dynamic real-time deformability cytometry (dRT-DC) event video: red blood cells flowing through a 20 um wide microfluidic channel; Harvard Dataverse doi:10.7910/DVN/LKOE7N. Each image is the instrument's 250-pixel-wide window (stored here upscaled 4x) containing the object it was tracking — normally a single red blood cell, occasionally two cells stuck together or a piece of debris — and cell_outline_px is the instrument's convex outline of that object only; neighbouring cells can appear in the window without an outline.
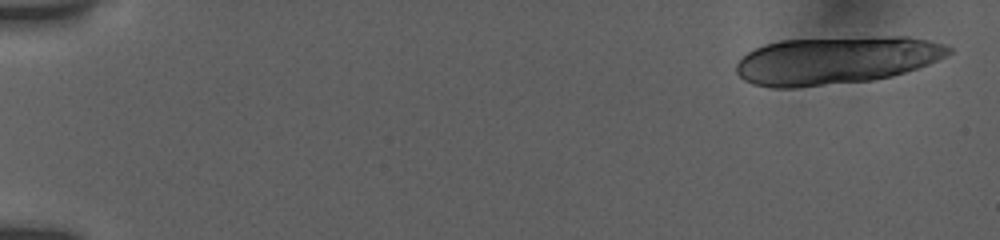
{"species": "human", "species_latin": "Homo sapiens", "temperature_condition": "room temperature", "stored_images_in_passage": 14, "segment_of_instrument_passage": [1, 2], "camera_frame_rate_fps": 3000, "um_per_image_px": 0.085, "donor": {"sex": "female"}, "frame": {"image": 1, "passage_image": 1, "time_ms": 0.0, "image_size_px": [1000, 240], "cell_outline_px": [[952, 52], [928, 64], [892, 76], [872, 80], [796, 88], [772, 88], [752, 84], [744, 80], [736, 72], [736, 64], [748, 52], [764, 44], [780, 40], [876, 36], [908, 36], [928, 40], [944, 44], [952, 48]], "centroid_in_image_um": [71.04, 5.12], "position_along_channel_um": 14.0, "area_um2": 59.36}}